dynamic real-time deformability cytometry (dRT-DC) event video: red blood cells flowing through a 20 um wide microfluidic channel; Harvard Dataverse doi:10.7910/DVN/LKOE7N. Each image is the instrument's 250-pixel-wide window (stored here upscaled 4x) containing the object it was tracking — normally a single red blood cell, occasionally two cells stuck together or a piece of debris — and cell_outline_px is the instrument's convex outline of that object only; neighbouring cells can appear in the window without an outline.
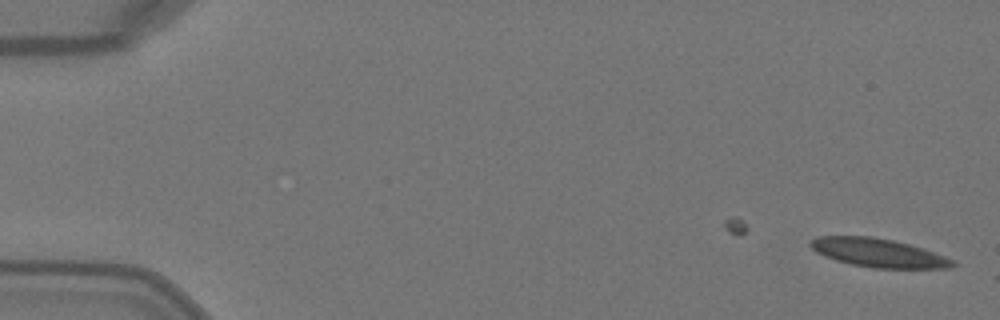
{"species": "Egyptian fruit bat (a non-hibernating species)", "species_latin": "Rousettus aegyptiacus", "temperature_condition": "warm", "stored_images_in_passage": 2, "camera_frame_rate_fps": 3000, "um_per_image_px": 0.085, "animal": {"sex": "female"}, "frame": {"image": 1, "passage_image": 2, "time_ms": 0.333, "image_size_px": [1000, 320], "cell_outline_px": [[960, 264], [952, 268], [872, 268], [852, 264], [836, 260], [824, 256], [816, 252], [808, 244], [816, 236], [872, 236], [892, 240], [924, 248], [956, 260]], "centroid_in_image_um": [74.72, 21.49], "position_along_channel_um": 10.3, "area_um2": 23.93}}